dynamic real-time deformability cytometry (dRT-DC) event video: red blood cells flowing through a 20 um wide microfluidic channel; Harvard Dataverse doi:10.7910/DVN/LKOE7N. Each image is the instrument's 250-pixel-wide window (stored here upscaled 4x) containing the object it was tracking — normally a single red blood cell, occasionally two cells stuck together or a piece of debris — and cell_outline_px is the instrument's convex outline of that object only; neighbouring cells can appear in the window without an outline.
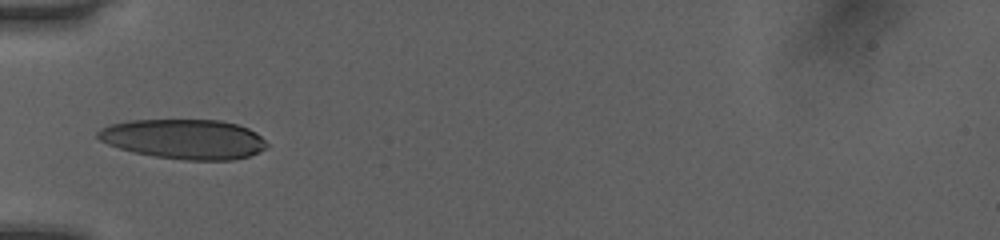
{"species": "human", "species_latin": "Homo sapiens", "temperature_condition": "room temperature", "stored_images_in_passage": 34, "camera_frame_rate_fps": 3000, "um_per_image_px": 0.085, "donor": {"sex": "female"}, "frame": {"image": 1, "passage_image": 1, "time_ms": 0.0, "image_size_px": [1000, 240], "cell_outline_px": [[268, 148], [260, 152], [248, 156], [232, 160], [184, 160], [156, 156], [136, 152], [120, 148], [108, 144], [100, 140], [96, 136], [96, 132], [100, 128], [112, 124], [128, 120], [220, 120], [236, 124], [248, 128], [256, 132], [268, 144]], "centroid_in_image_um": [15.67, 11.82], "position_along_channel_um": 69.3, "area_um2": 39.13}}
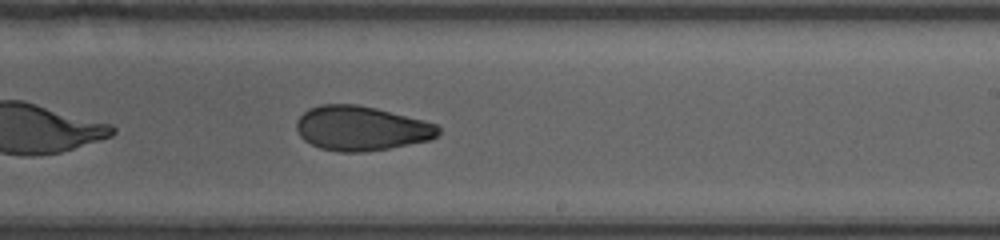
{"frame": {"image": 2, "passage_image": 15, "time_ms": 4.667, "image_size_px": [1000, 240], "cell_outline_px": [[440, 132], [432, 140], [388, 148], [364, 152], [340, 152], [320, 148], [304, 140], [300, 136], [296, 128], [296, 120], [308, 108], [320, 104], [356, 104], [376, 108], [424, 120], [436, 124], [440, 128]], "centroid_in_image_um": [30.7, 10.9], "position_along_channel_um": 258.3, "area_um2": 36.93}}
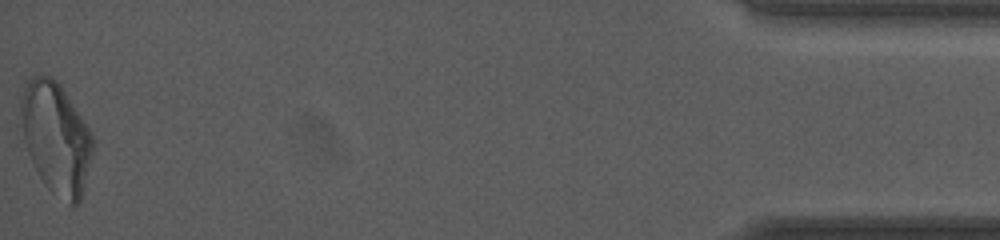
{"frame": {"image": 3, "passage_image": 34, "time_ms": 11.0, "image_size_px": [1000, 240], "cell_outline_px": [[92, 156], [80, 200], [72, 208], [52, 192], [44, 184], [28, 152], [24, 140], [20, 112], [20, 96], [28, 80], [32, 76], [52, 76], [60, 84], [92, 132]], "centroid_in_image_um": [4.76, 11.71], "position_along_channel_um": 430.4, "area_um2": 46.36}, "authors_computed_cell_mechanics": {"area_um2": 38.2925, "velocity_mm_per_s": 4.0791, "shape_relaxation_time_tau1_ms": 9.0813, "shape_relaxation_time_tau2_ms": 2.7656, "deformation_change_tau1": 0.2083, "deformation_change_tau2": 0.0854}}